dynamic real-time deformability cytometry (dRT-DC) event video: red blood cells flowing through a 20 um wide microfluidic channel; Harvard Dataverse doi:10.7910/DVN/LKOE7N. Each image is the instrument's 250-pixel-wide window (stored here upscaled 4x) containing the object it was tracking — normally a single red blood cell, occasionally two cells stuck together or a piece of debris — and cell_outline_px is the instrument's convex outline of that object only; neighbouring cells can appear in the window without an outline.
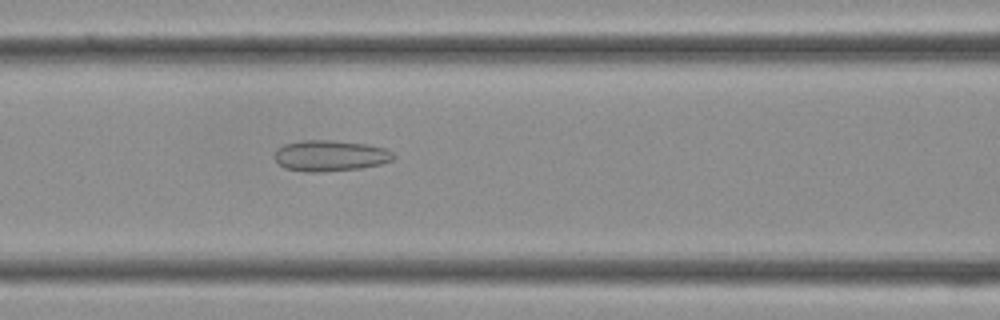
{"species": "Egyptian fruit bat (a non-hibernating species)", "species_latin": "Rousettus aegyptiacus", "temperature_condition": "cold", "stored_images_in_passage": 35, "camera_frame_rate_fps": 3000, "um_per_image_px": 0.085, "frame": {"image": 1, "passage_image": 15, "time_ms": 4.667, "image_size_px": [1000, 320], "cell_outline_px": [[396, 156], [392, 160], [380, 164], [360, 168], [324, 172], [308, 172], [284, 168], [276, 160], [276, 148], [284, 144], [304, 140], [332, 140], [368, 144], [384, 148], [392, 152]], "centroid_in_image_um": [28.08, 13.23], "position_along_channel_um": 138.5, "area_um2": 21.44}}
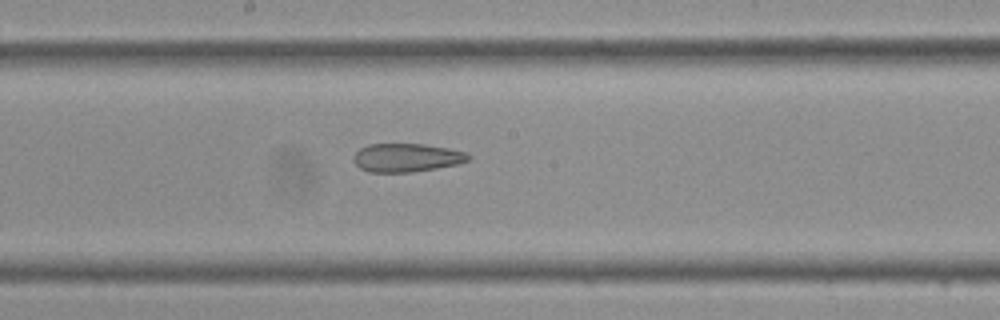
{"frame": {"image": 2, "passage_image": 19, "time_ms": 6.0, "image_size_px": [1000, 320], "cell_outline_px": [[472, 156], [468, 160], [460, 164], [412, 172], [368, 172], [360, 168], [352, 160], [352, 156], [360, 148], [368, 144], [424, 144], [448, 148], [468, 152]], "centroid_in_image_um": [34.57, 13.4], "position_along_channel_um": 213.6, "area_um2": 19.25}}
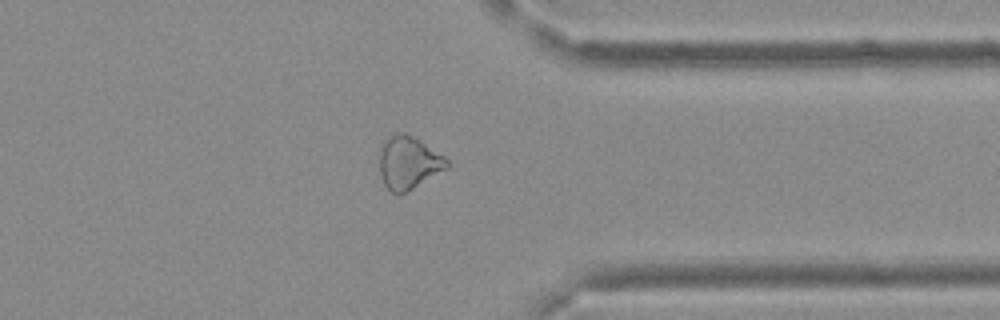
{"frame": {"image": 3, "passage_image": 28, "time_ms": 9.0, "image_size_px": [1000, 320], "cell_outline_px": [[452, 164], [448, 168], [412, 188], [404, 192], [392, 192], [384, 184], [380, 176], [380, 148], [384, 140], [400, 132], [404, 132], [412, 136], [444, 156]], "centroid_in_image_um": [34.73, 13.81], "position_along_channel_um": 376.7, "area_um2": 20.35}}